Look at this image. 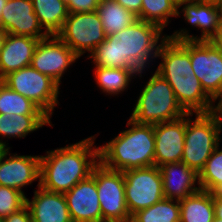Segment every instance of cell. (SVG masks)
Here are the masks:
<instances>
[{"instance_id":"cell-1","label":"cell","mask_w":222,"mask_h":222,"mask_svg":"<svg viewBox=\"0 0 222 222\" xmlns=\"http://www.w3.org/2000/svg\"><path fill=\"white\" fill-rule=\"evenodd\" d=\"M157 58L162 61L156 72L170 84L182 108L192 114L210 113L213 101L194 75L190 61V41L167 38L161 43Z\"/></svg>"},{"instance_id":"cell-2","label":"cell","mask_w":222,"mask_h":222,"mask_svg":"<svg viewBox=\"0 0 222 222\" xmlns=\"http://www.w3.org/2000/svg\"><path fill=\"white\" fill-rule=\"evenodd\" d=\"M95 136L40 156V186L64 194L86 179L99 162V146H94Z\"/></svg>"},{"instance_id":"cell-3","label":"cell","mask_w":222,"mask_h":222,"mask_svg":"<svg viewBox=\"0 0 222 222\" xmlns=\"http://www.w3.org/2000/svg\"><path fill=\"white\" fill-rule=\"evenodd\" d=\"M127 126L131 128L99 147V161L109 169L122 172L154 166V125L138 124L129 118Z\"/></svg>"},{"instance_id":"cell-4","label":"cell","mask_w":222,"mask_h":222,"mask_svg":"<svg viewBox=\"0 0 222 222\" xmlns=\"http://www.w3.org/2000/svg\"><path fill=\"white\" fill-rule=\"evenodd\" d=\"M130 116L138 124H158L188 114L170 84L156 71L142 89Z\"/></svg>"},{"instance_id":"cell-5","label":"cell","mask_w":222,"mask_h":222,"mask_svg":"<svg viewBox=\"0 0 222 222\" xmlns=\"http://www.w3.org/2000/svg\"><path fill=\"white\" fill-rule=\"evenodd\" d=\"M162 31L157 25L138 19L116 33L121 43L122 60L139 77L147 64L149 66L152 59L157 58L161 43L168 38L166 34L162 36Z\"/></svg>"},{"instance_id":"cell-6","label":"cell","mask_w":222,"mask_h":222,"mask_svg":"<svg viewBox=\"0 0 222 222\" xmlns=\"http://www.w3.org/2000/svg\"><path fill=\"white\" fill-rule=\"evenodd\" d=\"M186 114V131L182 160L185 165L198 174L204 168L207 159L220 145L222 130L211 113Z\"/></svg>"},{"instance_id":"cell-7","label":"cell","mask_w":222,"mask_h":222,"mask_svg":"<svg viewBox=\"0 0 222 222\" xmlns=\"http://www.w3.org/2000/svg\"><path fill=\"white\" fill-rule=\"evenodd\" d=\"M1 81L14 92L30 99L50 118L59 104V84L31 66L11 72Z\"/></svg>"},{"instance_id":"cell-8","label":"cell","mask_w":222,"mask_h":222,"mask_svg":"<svg viewBox=\"0 0 222 222\" xmlns=\"http://www.w3.org/2000/svg\"><path fill=\"white\" fill-rule=\"evenodd\" d=\"M102 222H125L131 220L125 197V182L122 171L105 167L100 161L93 167Z\"/></svg>"},{"instance_id":"cell-9","label":"cell","mask_w":222,"mask_h":222,"mask_svg":"<svg viewBox=\"0 0 222 222\" xmlns=\"http://www.w3.org/2000/svg\"><path fill=\"white\" fill-rule=\"evenodd\" d=\"M123 175L126 203L131 216L165 198L159 167L133 168L124 171Z\"/></svg>"},{"instance_id":"cell-10","label":"cell","mask_w":222,"mask_h":222,"mask_svg":"<svg viewBox=\"0 0 222 222\" xmlns=\"http://www.w3.org/2000/svg\"><path fill=\"white\" fill-rule=\"evenodd\" d=\"M57 36L78 57L86 51L91 54L106 39L102 21L96 11L69 13Z\"/></svg>"},{"instance_id":"cell-11","label":"cell","mask_w":222,"mask_h":222,"mask_svg":"<svg viewBox=\"0 0 222 222\" xmlns=\"http://www.w3.org/2000/svg\"><path fill=\"white\" fill-rule=\"evenodd\" d=\"M190 61L194 75L213 100L222 91V49L213 41H190Z\"/></svg>"},{"instance_id":"cell-12","label":"cell","mask_w":222,"mask_h":222,"mask_svg":"<svg viewBox=\"0 0 222 222\" xmlns=\"http://www.w3.org/2000/svg\"><path fill=\"white\" fill-rule=\"evenodd\" d=\"M184 19L192 27L201 29L200 36L190 35L188 30L181 29L175 31L172 35H167L172 41H212L218 34L221 13L215 2L199 1V0H184L178 3V17L182 13Z\"/></svg>"},{"instance_id":"cell-13","label":"cell","mask_w":222,"mask_h":222,"mask_svg":"<svg viewBox=\"0 0 222 222\" xmlns=\"http://www.w3.org/2000/svg\"><path fill=\"white\" fill-rule=\"evenodd\" d=\"M79 57L57 35L39 40L30 66L61 83L66 70Z\"/></svg>"},{"instance_id":"cell-14","label":"cell","mask_w":222,"mask_h":222,"mask_svg":"<svg viewBox=\"0 0 222 222\" xmlns=\"http://www.w3.org/2000/svg\"><path fill=\"white\" fill-rule=\"evenodd\" d=\"M10 154L9 148H4L0 154V185L24 194L22 188L37 179L40 183V156Z\"/></svg>"},{"instance_id":"cell-15","label":"cell","mask_w":222,"mask_h":222,"mask_svg":"<svg viewBox=\"0 0 222 222\" xmlns=\"http://www.w3.org/2000/svg\"><path fill=\"white\" fill-rule=\"evenodd\" d=\"M0 25L8 34L29 36L38 40L49 36L34 13L31 0H7L0 15Z\"/></svg>"},{"instance_id":"cell-16","label":"cell","mask_w":222,"mask_h":222,"mask_svg":"<svg viewBox=\"0 0 222 222\" xmlns=\"http://www.w3.org/2000/svg\"><path fill=\"white\" fill-rule=\"evenodd\" d=\"M186 131V115L173 121L154 124L155 166L181 162Z\"/></svg>"},{"instance_id":"cell-17","label":"cell","mask_w":222,"mask_h":222,"mask_svg":"<svg viewBox=\"0 0 222 222\" xmlns=\"http://www.w3.org/2000/svg\"><path fill=\"white\" fill-rule=\"evenodd\" d=\"M73 222H102L95 177L90 174L64 193Z\"/></svg>"},{"instance_id":"cell-18","label":"cell","mask_w":222,"mask_h":222,"mask_svg":"<svg viewBox=\"0 0 222 222\" xmlns=\"http://www.w3.org/2000/svg\"><path fill=\"white\" fill-rule=\"evenodd\" d=\"M32 200L26 198L32 222H73L63 193L43 189L40 183Z\"/></svg>"},{"instance_id":"cell-19","label":"cell","mask_w":222,"mask_h":222,"mask_svg":"<svg viewBox=\"0 0 222 222\" xmlns=\"http://www.w3.org/2000/svg\"><path fill=\"white\" fill-rule=\"evenodd\" d=\"M159 170L166 199L180 201L200 190L199 174L183 162L167 163L160 166ZM196 183L198 187H194Z\"/></svg>"},{"instance_id":"cell-20","label":"cell","mask_w":222,"mask_h":222,"mask_svg":"<svg viewBox=\"0 0 222 222\" xmlns=\"http://www.w3.org/2000/svg\"><path fill=\"white\" fill-rule=\"evenodd\" d=\"M38 43V39L29 36L7 34L0 52V80L11 72L30 66Z\"/></svg>"},{"instance_id":"cell-21","label":"cell","mask_w":222,"mask_h":222,"mask_svg":"<svg viewBox=\"0 0 222 222\" xmlns=\"http://www.w3.org/2000/svg\"><path fill=\"white\" fill-rule=\"evenodd\" d=\"M50 119L48 115L0 114V137H26L28 133L39 130L44 125L52 126ZM8 144L0 139V146L10 149Z\"/></svg>"},{"instance_id":"cell-22","label":"cell","mask_w":222,"mask_h":222,"mask_svg":"<svg viewBox=\"0 0 222 222\" xmlns=\"http://www.w3.org/2000/svg\"><path fill=\"white\" fill-rule=\"evenodd\" d=\"M180 203V222H213L214 198L209 191L200 189L185 197Z\"/></svg>"},{"instance_id":"cell-23","label":"cell","mask_w":222,"mask_h":222,"mask_svg":"<svg viewBox=\"0 0 222 222\" xmlns=\"http://www.w3.org/2000/svg\"><path fill=\"white\" fill-rule=\"evenodd\" d=\"M34 13L48 35H57L69 15L67 5L61 0H31Z\"/></svg>"},{"instance_id":"cell-24","label":"cell","mask_w":222,"mask_h":222,"mask_svg":"<svg viewBox=\"0 0 222 222\" xmlns=\"http://www.w3.org/2000/svg\"><path fill=\"white\" fill-rule=\"evenodd\" d=\"M96 12L106 36L116 34L138 20L133 12L126 10L115 0H100Z\"/></svg>"},{"instance_id":"cell-25","label":"cell","mask_w":222,"mask_h":222,"mask_svg":"<svg viewBox=\"0 0 222 222\" xmlns=\"http://www.w3.org/2000/svg\"><path fill=\"white\" fill-rule=\"evenodd\" d=\"M95 81L103 92L107 95H117L125 91L129 82L137 76L132 69L108 68L102 66L95 67Z\"/></svg>"},{"instance_id":"cell-26","label":"cell","mask_w":222,"mask_h":222,"mask_svg":"<svg viewBox=\"0 0 222 222\" xmlns=\"http://www.w3.org/2000/svg\"><path fill=\"white\" fill-rule=\"evenodd\" d=\"M178 16V3L175 0H142L139 20L157 25L162 30L168 25L170 17Z\"/></svg>"},{"instance_id":"cell-27","label":"cell","mask_w":222,"mask_h":222,"mask_svg":"<svg viewBox=\"0 0 222 222\" xmlns=\"http://www.w3.org/2000/svg\"><path fill=\"white\" fill-rule=\"evenodd\" d=\"M47 115L30 99L14 92L0 80V114Z\"/></svg>"},{"instance_id":"cell-28","label":"cell","mask_w":222,"mask_h":222,"mask_svg":"<svg viewBox=\"0 0 222 222\" xmlns=\"http://www.w3.org/2000/svg\"><path fill=\"white\" fill-rule=\"evenodd\" d=\"M131 220L133 222H180V203L177 200L164 198L134 213Z\"/></svg>"},{"instance_id":"cell-29","label":"cell","mask_w":222,"mask_h":222,"mask_svg":"<svg viewBox=\"0 0 222 222\" xmlns=\"http://www.w3.org/2000/svg\"><path fill=\"white\" fill-rule=\"evenodd\" d=\"M95 66L108 68L131 69L122 60V49L119 37L116 34L106 36V39L89 54Z\"/></svg>"},{"instance_id":"cell-30","label":"cell","mask_w":222,"mask_h":222,"mask_svg":"<svg viewBox=\"0 0 222 222\" xmlns=\"http://www.w3.org/2000/svg\"><path fill=\"white\" fill-rule=\"evenodd\" d=\"M222 185V149L218 145L207 159L204 168L199 173V187L213 192Z\"/></svg>"},{"instance_id":"cell-31","label":"cell","mask_w":222,"mask_h":222,"mask_svg":"<svg viewBox=\"0 0 222 222\" xmlns=\"http://www.w3.org/2000/svg\"><path fill=\"white\" fill-rule=\"evenodd\" d=\"M26 198L22 192L0 185V217L5 218L23 208Z\"/></svg>"},{"instance_id":"cell-32","label":"cell","mask_w":222,"mask_h":222,"mask_svg":"<svg viewBox=\"0 0 222 222\" xmlns=\"http://www.w3.org/2000/svg\"><path fill=\"white\" fill-rule=\"evenodd\" d=\"M100 0H70L67 4L69 13L92 12L97 10Z\"/></svg>"},{"instance_id":"cell-33","label":"cell","mask_w":222,"mask_h":222,"mask_svg":"<svg viewBox=\"0 0 222 222\" xmlns=\"http://www.w3.org/2000/svg\"><path fill=\"white\" fill-rule=\"evenodd\" d=\"M3 222H32L29 209L25 205L23 208L11 215L3 218Z\"/></svg>"},{"instance_id":"cell-34","label":"cell","mask_w":222,"mask_h":222,"mask_svg":"<svg viewBox=\"0 0 222 222\" xmlns=\"http://www.w3.org/2000/svg\"><path fill=\"white\" fill-rule=\"evenodd\" d=\"M213 104L210 110V113L215 117L217 120L220 129L222 130V91L212 100ZM219 101L216 105L214 102Z\"/></svg>"},{"instance_id":"cell-35","label":"cell","mask_w":222,"mask_h":222,"mask_svg":"<svg viewBox=\"0 0 222 222\" xmlns=\"http://www.w3.org/2000/svg\"><path fill=\"white\" fill-rule=\"evenodd\" d=\"M121 6H123L126 10L133 12L136 16L141 11L142 0H115Z\"/></svg>"},{"instance_id":"cell-36","label":"cell","mask_w":222,"mask_h":222,"mask_svg":"<svg viewBox=\"0 0 222 222\" xmlns=\"http://www.w3.org/2000/svg\"><path fill=\"white\" fill-rule=\"evenodd\" d=\"M215 218L222 219V198H214Z\"/></svg>"},{"instance_id":"cell-37","label":"cell","mask_w":222,"mask_h":222,"mask_svg":"<svg viewBox=\"0 0 222 222\" xmlns=\"http://www.w3.org/2000/svg\"><path fill=\"white\" fill-rule=\"evenodd\" d=\"M219 48L222 49V17L220 21V27L217 36L212 40Z\"/></svg>"},{"instance_id":"cell-38","label":"cell","mask_w":222,"mask_h":222,"mask_svg":"<svg viewBox=\"0 0 222 222\" xmlns=\"http://www.w3.org/2000/svg\"><path fill=\"white\" fill-rule=\"evenodd\" d=\"M7 34V31L0 25V52L4 47Z\"/></svg>"},{"instance_id":"cell-39","label":"cell","mask_w":222,"mask_h":222,"mask_svg":"<svg viewBox=\"0 0 222 222\" xmlns=\"http://www.w3.org/2000/svg\"><path fill=\"white\" fill-rule=\"evenodd\" d=\"M213 198H222V185L217 187L213 192Z\"/></svg>"},{"instance_id":"cell-40","label":"cell","mask_w":222,"mask_h":222,"mask_svg":"<svg viewBox=\"0 0 222 222\" xmlns=\"http://www.w3.org/2000/svg\"><path fill=\"white\" fill-rule=\"evenodd\" d=\"M216 6L220 10L221 16H222V0H217L216 1Z\"/></svg>"},{"instance_id":"cell-41","label":"cell","mask_w":222,"mask_h":222,"mask_svg":"<svg viewBox=\"0 0 222 222\" xmlns=\"http://www.w3.org/2000/svg\"><path fill=\"white\" fill-rule=\"evenodd\" d=\"M6 3H7V0H0V15H1L2 9L6 5Z\"/></svg>"},{"instance_id":"cell-42","label":"cell","mask_w":222,"mask_h":222,"mask_svg":"<svg viewBox=\"0 0 222 222\" xmlns=\"http://www.w3.org/2000/svg\"><path fill=\"white\" fill-rule=\"evenodd\" d=\"M213 222H222V219L214 218Z\"/></svg>"},{"instance_id":"cell-43","label":"cell","mask_w":222,"mask_h":222,"mask_svg":"<svg viewBox=\"0 0 222 222\" xmlns=\"http://www.w3.org/2000/svg\"><path fill=\"white\" fill-rule=\"evenodd\" d=\"M199 1H207V2H215L216 3L217 0H199Z\"/></svg>"},{"instance_id":"cell-44","label":"cell","mask_w":222,"mask_h":222,"mask_svg":"<svg viewBox=\"0 0 222 222\" xmlns=\"http://www.w3.org/2000/svg\"><path fill=\"white\" fill-rule=\"evenodd\" d=\"M61 1L64 2L67 5L70 0H61Z\"/></svg>"},{"instance_id":"cell-45","label":"cell","mask_w":222,"mask_h":222,"mask_svg":"<svg viewBox=\"0 0 222 222\" xmlns=\"http://www.w3.org/2000/svg\"><path fill=\"white\" fill-rule=\"evenodd\" d=\"M4 150V147L0 146V154Z\"/></svg>"},{"instance_id":"cell-46","label":"cell","mask_w":222,"mask_h":222,"mask_svg":"<svg viewBox=\"0 0 222 222\" xmlns=\"http://www.w3.org/2000/svg\"><path fill=\"white\" fill-rule=\"evenodd\" d=\"M177 3L181 2V1H184V0H175Z\"/></svg>"}]
</instances>
